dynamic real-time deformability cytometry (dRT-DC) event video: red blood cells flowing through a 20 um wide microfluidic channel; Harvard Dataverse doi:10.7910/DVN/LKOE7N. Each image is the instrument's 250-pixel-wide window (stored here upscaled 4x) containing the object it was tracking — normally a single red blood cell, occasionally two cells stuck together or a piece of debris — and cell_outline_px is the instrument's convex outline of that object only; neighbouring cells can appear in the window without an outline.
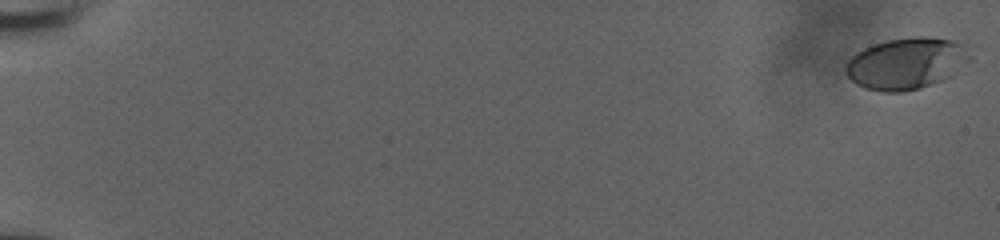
{"species": "human", "species_latin": "Homo sapiens", "temperature_condition": "room temperature", "stored_images_in_passage": 57, "camera_frame_rate_fps": 3000, "um_per_image_px": 0.085, "donor": {"sex": "male"}, "frame": {"image": 1, "passage_image": 1, "time_ms": 0.0, "image_size_px": [1000, 240], "cell_outline_px": [[968, 60], [944, 80], [920, 88], [900, 92], [880, 92], [864, 88], [856, 84], [844, 72], [844, 68], [848, 60], [856, 52], [864, 48], [888, 40], [916, 36], [924, 36], [952, 40], [968, 44]], "centroid_in_image_um": [77.01, 5.39], "position_along_channel_um": 8.0, "area_um2": 37.22}}
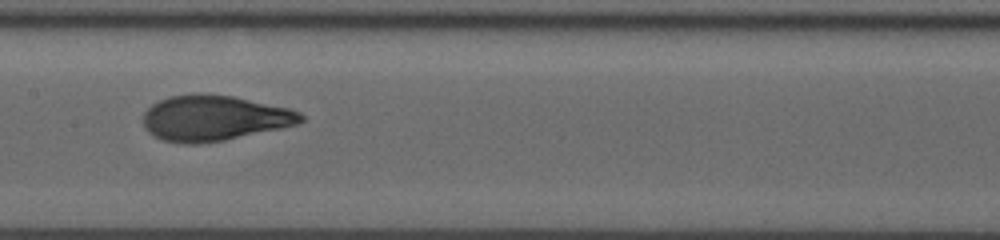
{"frame": {"image": 2, "passage_image": 32, "time_ms": 10.333, "image_size_px": [1000, 240], "cell_outline_px": [[304, 120], [296, 124], [280, 128], [224, 140], [196, 144], [184, 144], [164, 140], [148, 132], [144, 128], [144, 112], [152, 104], [168, 96], [200, 92], [232, 96], [288, 108], [300, 112], [304, 116]], "centroid_in_image_um": [18.17, 10.02], "position_along_channel_um": 189.2, "area_um2": 41.67}}
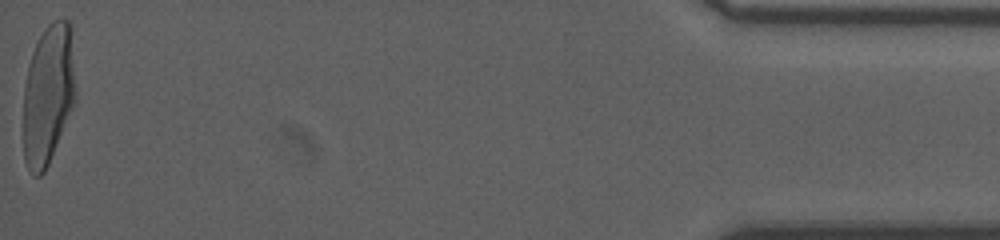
{"frame": {"image": 3, "passage_image": 57, "time_ms": 18.667, "image_size_px": [1000, 240], "cell_outline_px": [[76, 100], [48, 164], [44, 172], [40, 176], [32, 176], [24, 160], [24, 84], [28, 64], [32, 52], [40, 36], [48, 24], [52, 20], [68, 20], [76, 92]], "centroid_in_image_um": [4.07, 8.08], "position_along_channel_um": 431.1, "area_um2": 42.19}, "authors_computed_cell_mechanics": {"area_um2": 40.6334, "velocity_mm_per_s": 3.9357, "shape_relaxation_time_tau1_ms": 7.1372, "shape_relaxation_time_tau2_ms": null, "deformation_change_tau1": 0.2881, "deformation_change_tau2": null}}